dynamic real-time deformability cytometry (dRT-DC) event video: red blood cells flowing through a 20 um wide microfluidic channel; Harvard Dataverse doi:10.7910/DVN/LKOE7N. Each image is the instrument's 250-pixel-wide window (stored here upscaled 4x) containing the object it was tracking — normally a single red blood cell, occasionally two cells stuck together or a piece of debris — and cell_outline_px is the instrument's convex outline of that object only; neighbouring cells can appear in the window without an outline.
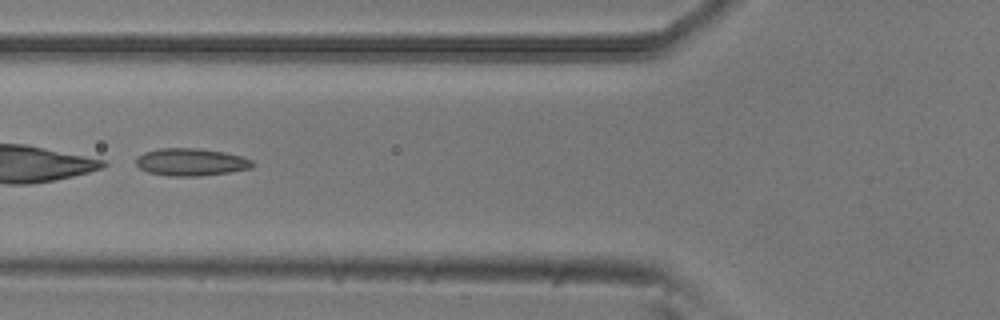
{"species": "common noctule bat (a hibernating species)", "species_latin": "Nyctalus noctula", "temperature_condition": "room temperature", "stored_images_in_passage": 15, "camera_frame_rate_fps": 3000, "um_per_image_px": 0.085, "animal": {"sex": "male", "body_mass_g": 20.5, "forearm_length_mm": 52.5}, "frame": {"image": 1, "passage_image": 7, "time_ms": 2.0, "image_size_px": [1000, 320], "cell_outline_px": [[256, 164], [252, 168], [228, 172], [200, 176], [168, 176], [148, 172], [140, 168], [136, 164], [136, 156], [144, 152], [160, 148], [196, 148], [224, 152], [240, 156], [252, 160]], "centroid_in_image_um": [16.22, 13.77], "position_along_channel_um": 109.6, "area_um2": 18.67}}
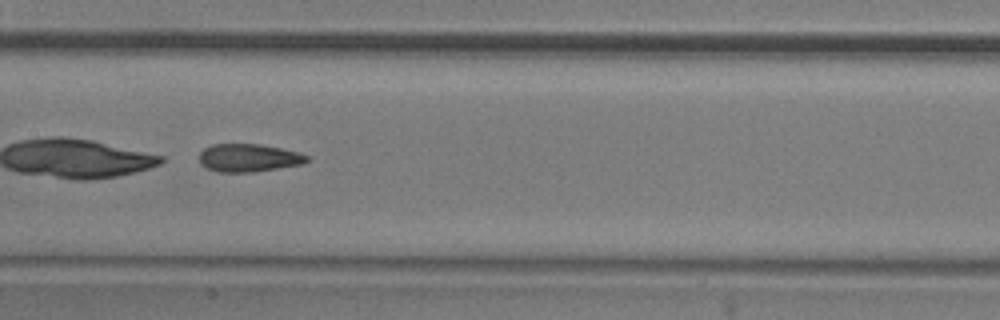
{"frame": {"image": 2, "passage_image": 13, "time_ms": 4.0, "image_size_px": [1000, 320], "cell_outline_px": [[308, 160], [304, 164], [252, 172], [216, 172], [200, 164], [200, 152], [204, 148], [212, 144], [260, 144], [280, 148], [296, 152], [308, 156]], "centroid_in_image_um": [21.11, 13.42], "position_along_channel_um": 186.3, "area_um2": 17.46}}